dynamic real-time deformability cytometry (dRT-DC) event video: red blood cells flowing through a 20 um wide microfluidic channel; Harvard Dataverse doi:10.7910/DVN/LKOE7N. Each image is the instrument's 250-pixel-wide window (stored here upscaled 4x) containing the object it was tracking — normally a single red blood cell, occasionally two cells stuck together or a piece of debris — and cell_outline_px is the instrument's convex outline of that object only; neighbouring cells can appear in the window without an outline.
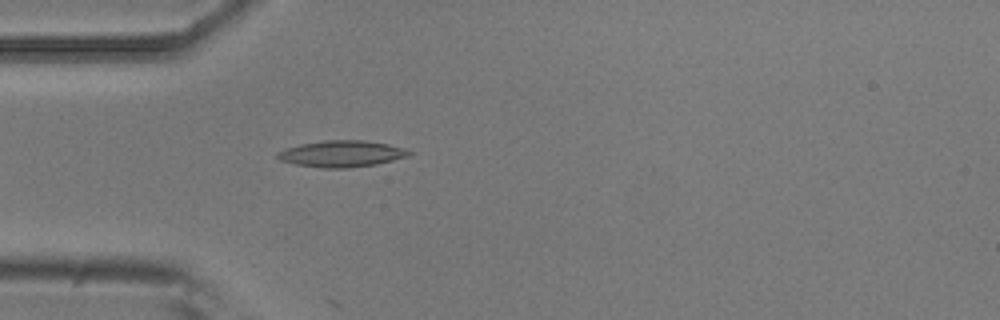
{"species": "common noctule bat (a hibernating species)", "species_latin": "Nyctalus noctula", "temperature_condition": "room temperature", "stored_images_in_passage": 4, "camera_frame_rate_fps": 3000, "um_per_image_px": 0.085, "animal": {"sex": "male", "body_mass_g": 20.5, "forearm_length_mm": 52.5}, "frame": {"image": 1, "passage_image": 4, "time_ms": 1.0, "image_size_px": [1000, 320], "cell_outline_px": [[412, 152], [408, 156], [376, 164], [348, 168], [320, 168], [296, 164], [280, 160], [276, 156], [276, 152], [300, 144], [324, 140], [364, 140], [388, 144], [404, 148]], "centroid_in_image_um": [29.03, 13.07], "position_along_channel_um": 56.0, "area_um2": 20.17}}